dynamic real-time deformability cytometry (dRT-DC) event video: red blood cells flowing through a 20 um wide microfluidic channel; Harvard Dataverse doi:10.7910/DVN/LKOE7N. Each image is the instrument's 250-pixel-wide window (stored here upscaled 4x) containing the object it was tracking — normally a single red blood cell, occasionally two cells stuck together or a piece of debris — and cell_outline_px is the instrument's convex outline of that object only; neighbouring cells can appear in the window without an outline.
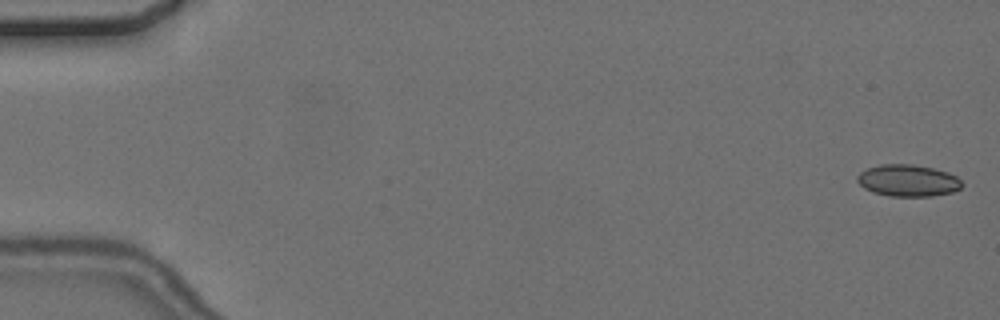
{"species": "common noctule bat (a hibernating species)", "species_latin": "Nyctalus noctula", "temperature_condition": "cold", "stored_images_in_passage": 6, "camera_frame_rate_fps": 3000, "um_per_image_px": 0.085, "animal": {"sex": "female", "body_mass_g": 24.6, "forearm_length_mm": 56.2}, "frame": {"image": 1, "passage_image": 1, "time_ms": 0.0, "image_size_px": [1000, 320], "cell_outline_px": [[964, 184], [960, 188], [952, 192], [932, 196], [892, 196], [872, 192], [864, 188], [856, 180], [856, 176], [860, 172], [868, 168], [880, 164], [912, 164], [932, 168], [948, 172], [956, 176]], "centroid_in_image_um": [77.17, 15.34], "position_along_channel_um": 7.8, "area_um2": 19.42}}
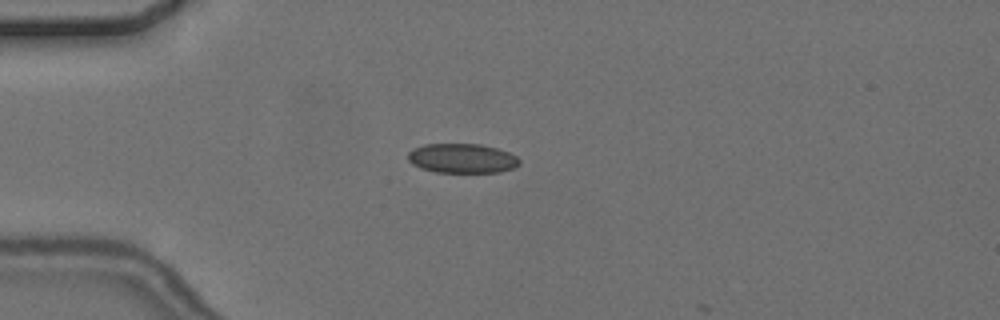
{"frame": {"image": 2, "passage_image": 5, "time_ms": 4.667, "image_size_px": [1000, 320], "cell_outline_px": [[520, 164], [516, 168], [500, 172], [436, 172], [420, 168], [412, 164], [408, 160], [408, 152], [412, 148], [424, 144], [480, 144], [496, 148], [508, 152], [516, 156], [520, 160]], "centroid_in_image_um": [39.28, 13.46], "position_along_channel_um": 45.7, "area_um2": 19.31}}